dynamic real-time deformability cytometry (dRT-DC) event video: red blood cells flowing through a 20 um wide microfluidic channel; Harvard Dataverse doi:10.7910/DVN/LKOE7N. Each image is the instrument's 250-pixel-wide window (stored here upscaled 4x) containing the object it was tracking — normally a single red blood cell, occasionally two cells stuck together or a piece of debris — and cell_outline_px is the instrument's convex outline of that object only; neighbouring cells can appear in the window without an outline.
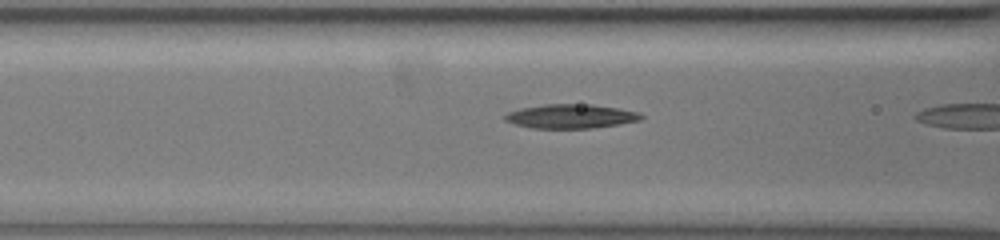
{"species": "common noctule bat (a hibernating species)", "species_latin": "Nyctalus noctula", "temperature_condition": "warm", "stored_images_in_passage": 4, "camera_frame_rate_fps": 3000, "um_per_image_px": 0.085, "animal": {"sex": "female", "body_mass_g": 19.5, "forearm_length_mm": 54.1}, "frame": {"image": 1, "passage_image": 3, "time_ms": 0.667, "image_size_px": [1000, 240], "cell_outline_px": [[644, 116], [640, 120], [592, 128], [536, 128], [516, 124], [504, 120], [504, 116], [508, 112], [520, 108], [544, 104], [592, 104], [616, 108], [636, 112]], "centroid_in_image_um": [48.48, 9.87], "position_along_channel_um": 118.1, "area_um2": 18.84}}